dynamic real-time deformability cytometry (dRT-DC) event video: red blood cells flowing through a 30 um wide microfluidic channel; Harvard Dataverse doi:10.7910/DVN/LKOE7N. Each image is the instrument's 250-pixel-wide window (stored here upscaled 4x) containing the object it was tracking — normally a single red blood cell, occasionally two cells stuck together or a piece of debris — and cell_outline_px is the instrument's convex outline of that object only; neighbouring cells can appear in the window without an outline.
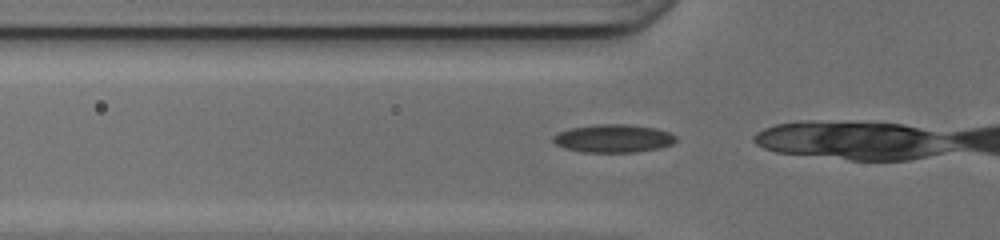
{"species": "common noctule bat (a hibernating species)", "species_latin": "Nyctalus noctula", "temperature_condition": "cold", "stored_images_in_passage": 6, "camera_frame_rate_fps": 3000, "um_per_image_px": 0.085, "animal": {"sex": "female", "body_mass_g": 17.0, "forearm_length_mm": 48.0}, "frame": {"image": 1, "passage_image": 2, "time_ms": 0.333, "image_size_px": [1000, 240], "cell_outline_px": [[676, 140], [672, 144], [656, 148], [636, 152], [584, 152], [564, 148], [556, 144], [552, 140], [552, 136], [560, 132], [572, 128], [596, 124], [632, 124], [656, 128], [668, 132], [676, 136]], "centroid_in_image_um": [52.13, 11.76], "position_along_channel_um": 73.7, "area_um2": 20.0}}
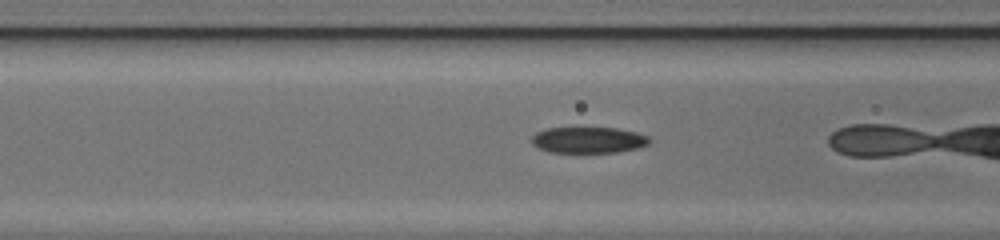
{"frame": {"image": 2, "passage_image": 5, "time_ms": 1.333, "image_size_px": [1000, 240], "cell_outline_px": [[652, 140], [648, 144], [636, 148], [616, 152], [548, 152], [532, 144], [532, 136], [536, 132], [548, 128], [616, 128], [636, 132], [648, 136]], "centroid_in_image_um": [50.02, 11.9], "position_along_channel_um": 116.6, "area_um2": 17.8}}